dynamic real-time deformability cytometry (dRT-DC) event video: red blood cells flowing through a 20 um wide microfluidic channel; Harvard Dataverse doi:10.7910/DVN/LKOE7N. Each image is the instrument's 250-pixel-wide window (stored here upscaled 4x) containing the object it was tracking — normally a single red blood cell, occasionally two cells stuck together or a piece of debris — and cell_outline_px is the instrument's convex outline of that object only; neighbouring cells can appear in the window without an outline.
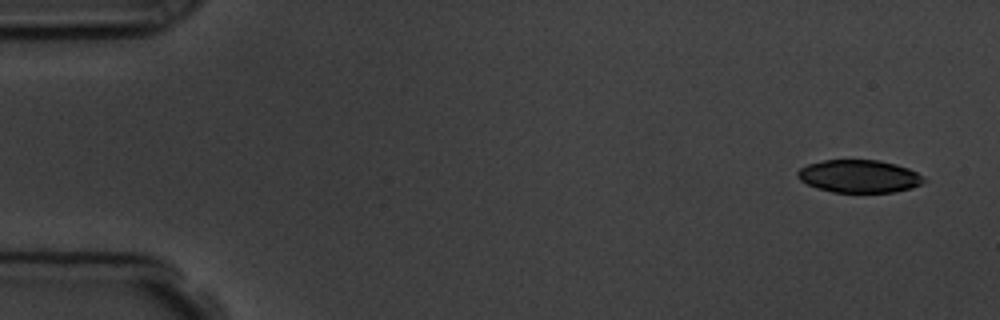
{"species": "common noctule bat (a hibernating species)", "species_latin": "Nyctalus noctula", "temperature_condition": "room temperature", "stored_images_in_passage": 5, "camera_frame_rate_fps": 3000, "um_per_image_px": 0.085, "animal": {"sex": "male", "body_mass_g": 19.5, "forearm_length_mm": 54.6}, "frame": {"image": 1, "passage_image": 1, "time_ms": 0.0, "image_size_px": [1000, 320], "cell_outline_px": [[928, 180], [912, 188], [892, 192], [832, 192], [816, 188], [800, 180], [796, 176], [796, 172], [800, 168], [808, 164], [824, 160], [880, 160], [896, 164], [908, 168], [924, 176]], "centroid_in_image_um": [73.03, 14.98], "position_along_channel_um": 12.0, "area_um2": 24.22}}
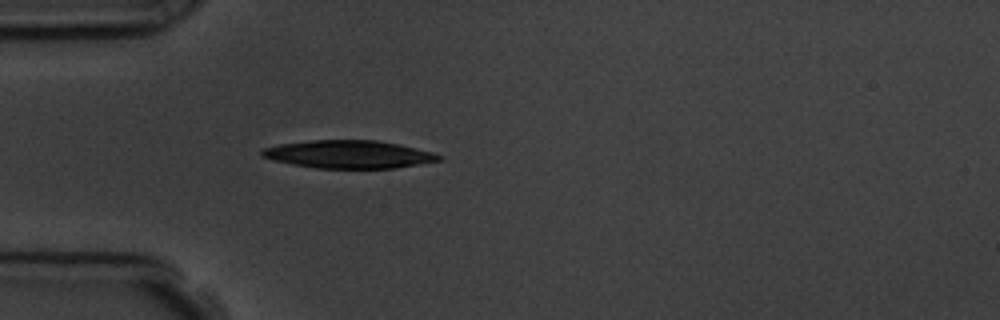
{"frame": {"image": 2, "passage_image": 5, "time_ms": 4.333, "image_size_px": [1000, 320], "cell_outline_px": [[444, 160], [396, 168], [316, 168], [292, 164], [272, 160], [260, 156], [260, 152], [264, 148], [280, 144], [312, 140], [376, 140], [396, 144], [432, 152], [444, 156]], "centroid_in_image_um": [29.65, 13.12], "position_along_channel_um": 55.3, "area_um2": 28.73}}